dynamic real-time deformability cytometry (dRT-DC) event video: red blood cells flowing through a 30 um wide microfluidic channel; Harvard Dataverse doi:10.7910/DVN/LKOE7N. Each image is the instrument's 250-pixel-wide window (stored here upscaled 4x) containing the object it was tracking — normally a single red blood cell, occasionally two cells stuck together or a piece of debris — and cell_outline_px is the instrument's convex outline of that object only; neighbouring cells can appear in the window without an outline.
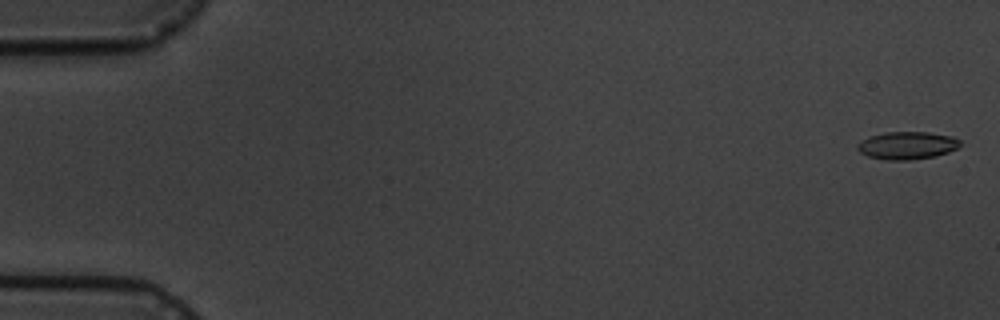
{"species": "common noctule bat (a hibernating species)", "species_latin": "Nyctalus noctula", "temperature_condition": "cold", "stored_images_in_passage": 10, "segment_of_instrument_passage": [1, 2], "camera_frame_rate_fps": 3000, "um_per_image_px": 0.085, "animal": {"sex": "male", "body_mass_g": 19.5, "forearm_length_mm": 54.6}, "frame": {"image": 1, "passage_image": 1, "time_ms": 0.0, "image_size_px": [1000, 320], "cell_outline_px": [[960, 144], [956, 148], [948, 152], [936, 156], [908, 160], [888, 160], [868, 156], [860, 152], [856, 148], [856, 144], [860, 140], [868, 136], [884, 132], [928, 132], [952, 136], [960, 140]], "centroid_in_image_um": [77.06, 12.35], "position_along_channel_um": 7.9, "area_um2": 16.65}}
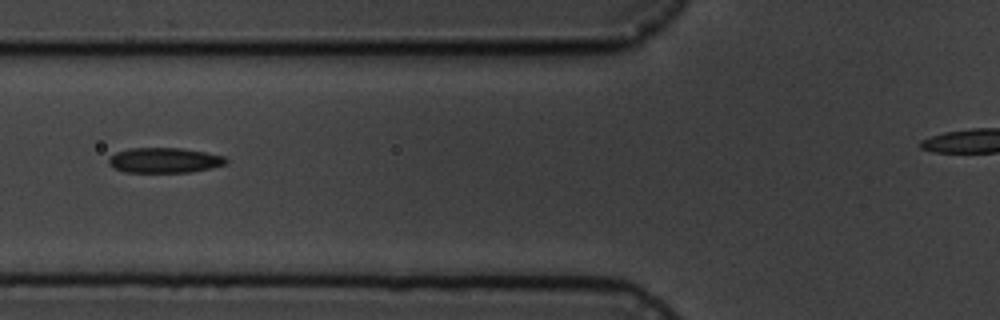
{"frame": {"image": 2, "passage_image": 7, "time_ms": 7.0, "image_size_px": [1000, 320], "cell_outline_px": [[228, 164], [192, 172], [124, 172], [112, 168], [108, 164], [108, 160], [116, 152], [132, 148], [184, 148], [224, 156], [228, 160]], "centroid_in_image_um": [13.99, 13.63], "position_along_channel_um": 111.8, "area_um2": 17.28}}
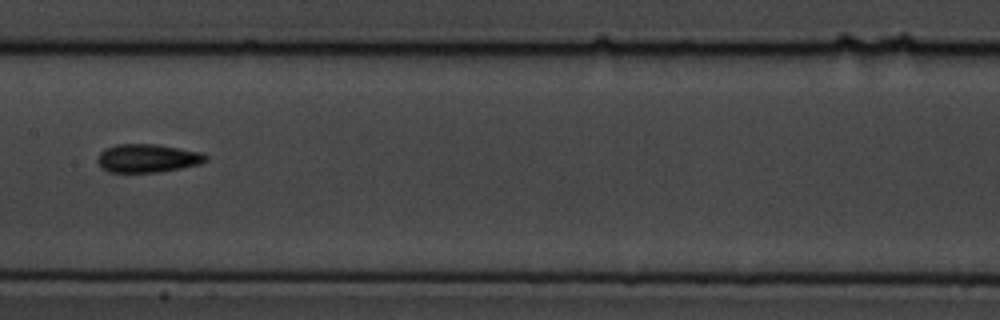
{"frame": {"image": 3, "passage_image": 9, "time_ms": 9.333, "image_size_px": [1000, 320], "cell_outline_px": [[208, 160], [200, 164], [160, 172], [108, 172], [100, 168], [96, 160], [100, 152], [104, 148], [116, 144], [156, 144], [200, 152], [208, 156]], "centroid_in_image_um": [12.5, 13.45], "position_along_channel_um": 194.9, "area_um2": 18.03}}